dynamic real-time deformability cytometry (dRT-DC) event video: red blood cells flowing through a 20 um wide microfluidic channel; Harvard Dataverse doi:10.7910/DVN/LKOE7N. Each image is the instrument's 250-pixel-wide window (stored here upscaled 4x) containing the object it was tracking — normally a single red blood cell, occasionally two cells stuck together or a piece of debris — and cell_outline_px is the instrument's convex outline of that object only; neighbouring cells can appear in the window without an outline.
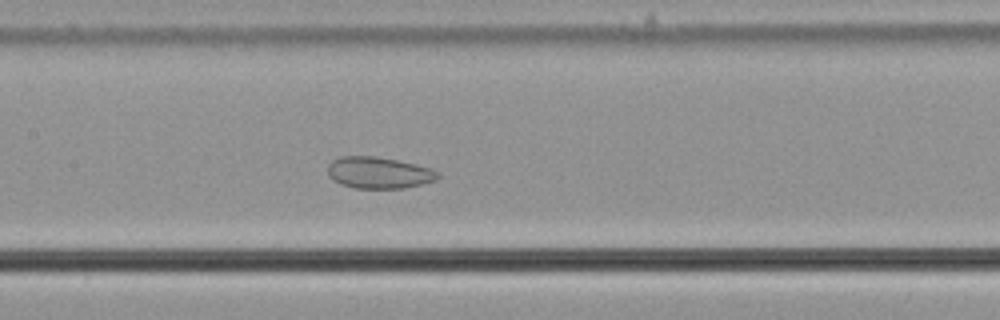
{"species": "common noctule bat (a hibernating species)", "species_latin": "Nyctalus noctula", "temperature_condition": "cold", "stored_images_in_passage": 57, "segment_of_instrument_passage": [1, 2], "camera_frame_rate_fps": 3000, "um_per_image_px": 0.085, "animal": {"sex": "male", "body_mass_g": 21.5, "forearm_length_mm": 52.0}, "frame": {"image": 1, "passage_image": 27, "time_ms": 8.667, "image_size_px": [1000, 320], "cell_outline_px": [[440, 176], [436, 180], [404, 188], [352, 188], [340, 184], [332, 180], [328, 176], [328, 164], [332, 160], [340, 156], [376, 156], [416, 164], [432, 168], [440, 172]], "centroid_in_image_um": [32.18, 14.68], "position_along_channel_um": 175.2, "area_um2": 20.46}}
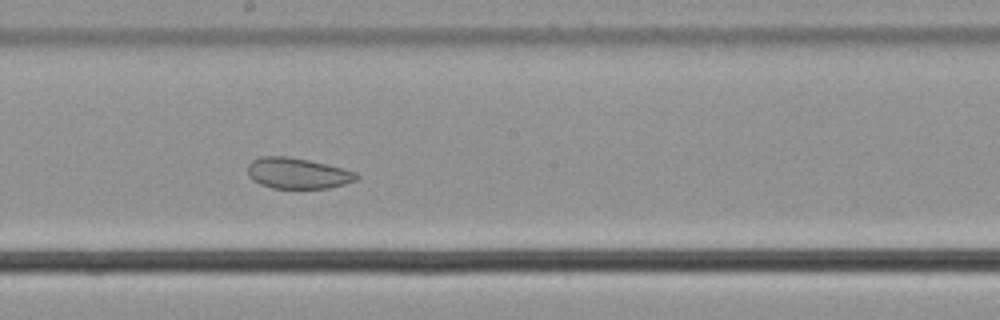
{"frame": {"image": 2, "passage_image": 31, "time_ms": 10.0, "image_size_px": [1000, 320], "cell_outline_px": [[360, 176], [356, 180], [344, 184], [328, 188], [272, 188], [260, 184], [252, 180], [248, 176], [248, 164], [252, 160], [260, 156], [288, 156], [308, 160], [356, 172]], "centroid_in_image_um": [25.25, 14.73], "position_along_channel_um": 222.9, "area_um2": 19.48}}
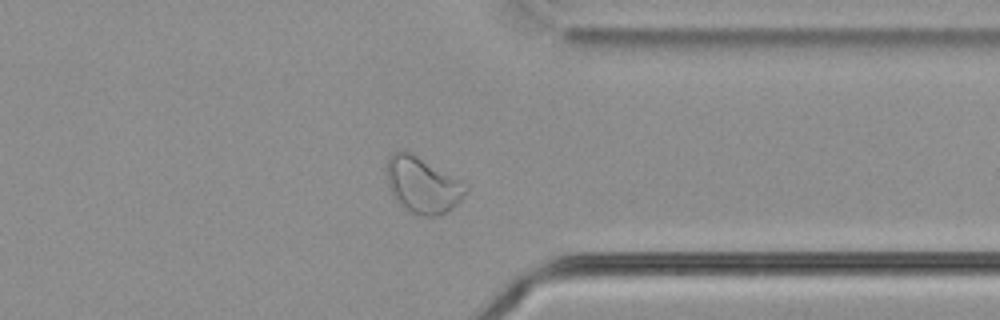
{"frame": {"image": 3, "passage_image": 44, "time_ms": 14.333, "image_size_px": [1000, 320], "cell_outline_px": [[468, 192], [452, 208], [436, 216], [424, 216], [408, 212], [392, 196], [388, 184], [388, 156], [392, 152], [404, 148], [412, 152], [464, 180], [468, 184]], "centroid_in_image_um": [35.95, 15.68], "position_along_channel_um": 375.4, "area_um2": 26.41}}